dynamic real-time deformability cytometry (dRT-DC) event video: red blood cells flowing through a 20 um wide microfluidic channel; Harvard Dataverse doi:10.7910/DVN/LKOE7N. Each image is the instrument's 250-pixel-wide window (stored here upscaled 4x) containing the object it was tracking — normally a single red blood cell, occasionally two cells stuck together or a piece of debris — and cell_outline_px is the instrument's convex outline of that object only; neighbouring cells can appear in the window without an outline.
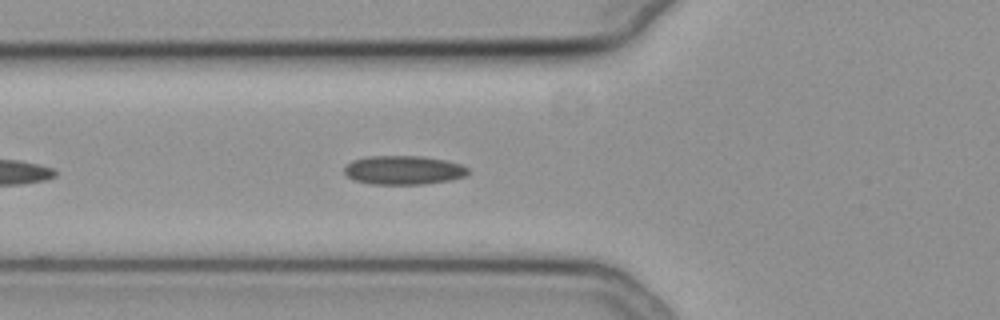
{"species": "common noctule bat (a hibernating species)", "species_latin": "Nyctalus noctula", "temperature_condition": "cold", "stored_images_in_passage": 14, "camera_frame_rate_fps": 3000, "um_per_image_px": 0.085, "animal": {"sex": "female", "body_mass_g": 19.3, "forearm_length_mm": 54.1}, "frame": {"image": 1, "passage_image": 7, "time_ms": 2.0, "image_size_px": [1000, 320], "cell_outline_px": [[468, 172], [464, 176], [448, 180], [424, 184], [368, 184], [352, 180], [344, 172], [344, 168], [352, 160], [368, 156], [424, 156], [448, 160], [460, 164], [468, 168]], "centroid_in_image_um": [34.27, 14.45], "position_along_channel_um": 91.5, "area_um2": 20.92}}
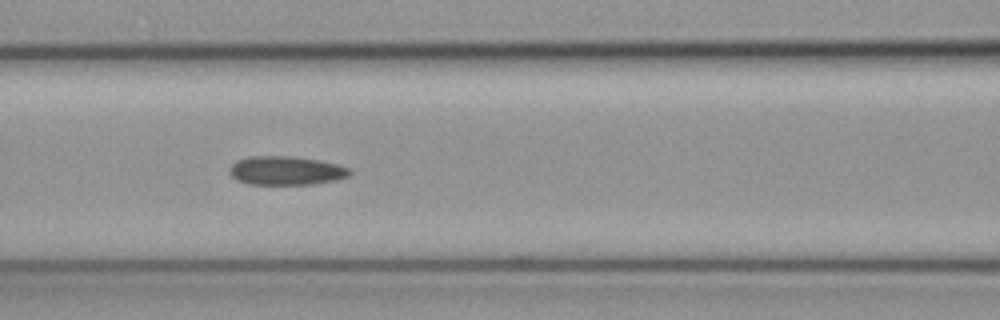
{"frame": {"image": 2, "passage_image": 11, "time_ms": 3.333, "image_size_px": [1000, 320], "cell_outline_px": [[352, 172], [348, 176], [336, 180], [312, 184], [248, 184], [236, 180], [228, 172], [228, 168], [236, 160], [252, 156], [292, 156], [320, 160], [352, 168]], "centroid_in_image_um": [24.31, 14.5], "position_along_channel_um": 142.3, "area_um2": 20.35}}